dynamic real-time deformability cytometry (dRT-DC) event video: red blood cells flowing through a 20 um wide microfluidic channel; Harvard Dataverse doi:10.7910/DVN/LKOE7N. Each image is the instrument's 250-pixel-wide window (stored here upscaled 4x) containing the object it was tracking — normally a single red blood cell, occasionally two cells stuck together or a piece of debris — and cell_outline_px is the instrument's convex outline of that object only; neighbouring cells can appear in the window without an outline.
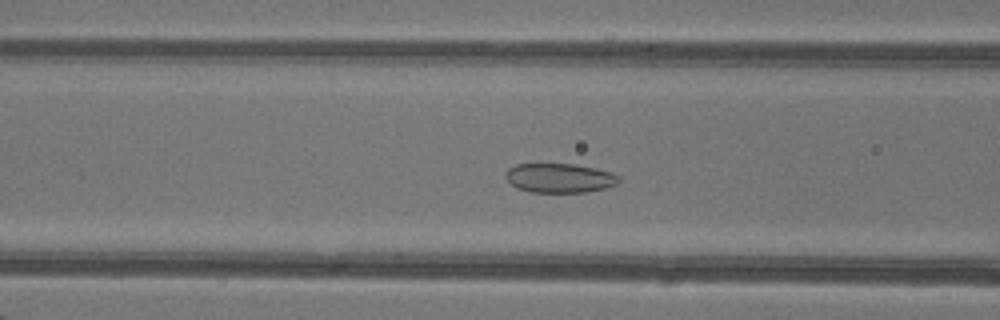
{"species": "common noctule bat (a hibernating species)", "species_latin": "Nyctalus noctula", "temperature_condition": "warm", "stored_images_in_passage": 33, "camera_frame_rate_fps": 3000, "um_per_image_px": 0.085, "animal": {"sex": "female"}, "frame": {"image": 1, "passage_image": 5, "time_ms": 1.333, "image_size_px": [1000, 320], "cell_outline_px": [[620, 180], [616, 184], [608, 188], [588, 192], [532, 192], [516, 188], [504, 176], [504, 172], [508, 168], [516, 164], [576, 164], [596, 168], [612, 172], [620, 176]], "centroid_in_image_um": [47.58, 15.13], "position_along_channel_um": 119.0, "area_um2": 19.59}}
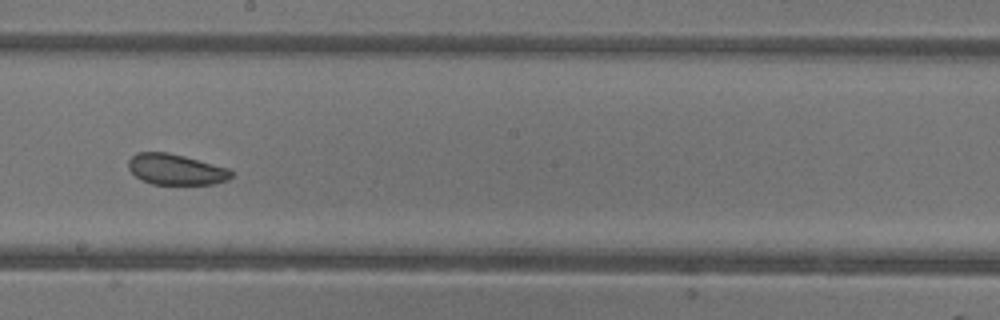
{"frame": {"image": 2, "passage_image": 13, "time_ms": 4.0, "image_size_px": [1000, 320], "cell_outline_px": [[232, 176], [228, 180], [216, 184], [152, 184], [136, 176], [128, 168], [128, 160], [136, 152], [168, 152], [184, 156], [228, 168], [232, 172]], "centroid_in_image_um": [14.95, 14.4], "position_along_channel_um": 233.3, "area_um2": 18.38}}
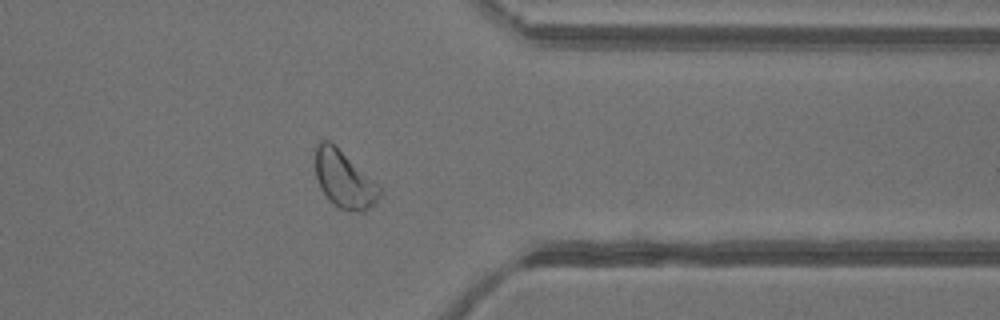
{"frame": {"image": 3, "passage_image": 24, "time_ms": 7.667, "image_size_px": [1000, 320], "cell_outline_px": [[380, 196], [364, 212], [356, 212], [340, 208], [332, 204], [328, 200], [320, 188], [316, 180], [316, 144], [320, 140], [328, 140], [372, 180], [380, 188]], "centroid_in_image_um": [29.19, 15.29], "position_along_channel_um": 382.2, "area_um2": 20.69}, "authors_computed_cell_mechanics": {"area_um2": 19.9988, "velocity_mm_per_s": 4.2902, "shape_relaxation_time_tau1_ms": 2.9179, "shape_relaxation_time_tau2_ms": 1.8678, "deformation_change_tau1": 0.0583, "deformation_change_tau2": 0.0747}}